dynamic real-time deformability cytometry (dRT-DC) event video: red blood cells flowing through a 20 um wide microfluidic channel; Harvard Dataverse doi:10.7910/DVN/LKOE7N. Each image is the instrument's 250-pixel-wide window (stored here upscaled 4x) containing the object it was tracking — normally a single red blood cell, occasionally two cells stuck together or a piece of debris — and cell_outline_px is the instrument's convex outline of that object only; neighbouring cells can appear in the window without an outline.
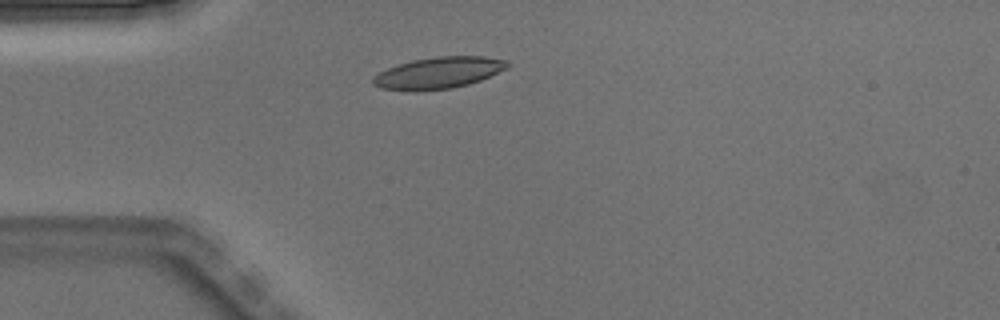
{"species": "Egyptian fruit bat (a non-hibernating species)", "species_latin": "Rousettus aegyptiacus", "temperature_condition": "warm", "stored_images_in_passage": 3, "camera_frame_rate_fps": 3000, "um_per_image_px": 0.085, "animal": {"sex": "male"}, "frame": {"image": 1, "passage_image": 2, "time_ms": 0.333, "image_size_px": [1000, 320], "cell_outline_px": [[512, 64], [508, 68], [480, 80], [468, 84], [452, 88], [416, 92], [380, 88], [372, 84], [372, 76], [388, 68], [412, 60], [436, 56], [484, 56], [504, 60]], "centroid_in_image_um": [37.26, 6.2], "position_along_channel_um": 47.7, "area_um2": 24.85}}